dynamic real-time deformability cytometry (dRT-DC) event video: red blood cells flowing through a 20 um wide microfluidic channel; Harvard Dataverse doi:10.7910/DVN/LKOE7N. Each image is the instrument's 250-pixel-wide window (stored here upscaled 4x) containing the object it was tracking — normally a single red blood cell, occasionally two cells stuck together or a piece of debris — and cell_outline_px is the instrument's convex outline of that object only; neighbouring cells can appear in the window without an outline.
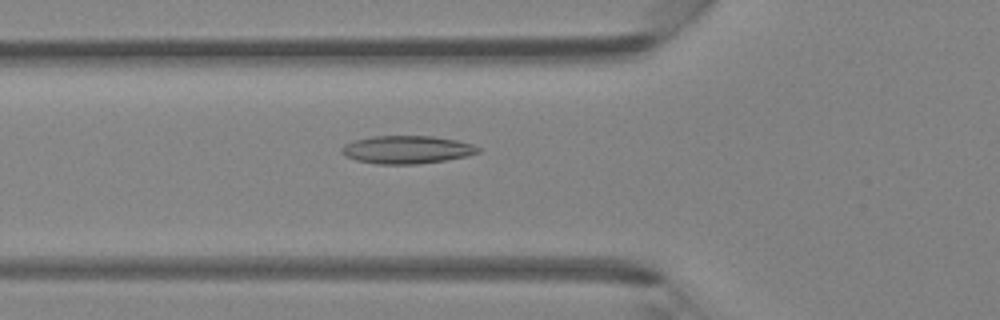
{"species": "Egyptian fruit bat (a non-hibernating species)", "species_latin": "Rousettus aegyptiacus", "temperature_condition": "room temperature", "stored_images_in_passage": 36, "camera_frame_rate_fps": 3000, "um_per_image_px": 0.085, "animal": {"sex": "female"}, "frame": {"image": 1, "passage_image": 7, "time_ms": 2.0, "image_size_px": [1000, 320], "cell_outline_px": [[480, 152], [468, 156], [444, 160], [416, 164], [376, 164], [356, 160], [344, 156], [340, 152], [340, 148], [344, 144], [356, 140], [372, 136], [432, 136], [456, 140], [472, 144], [480, 148]], "centroid_in_image_um": [34.56, 12.72], "position_along_channel_um": 91.2, "area_um2": 22.25}}
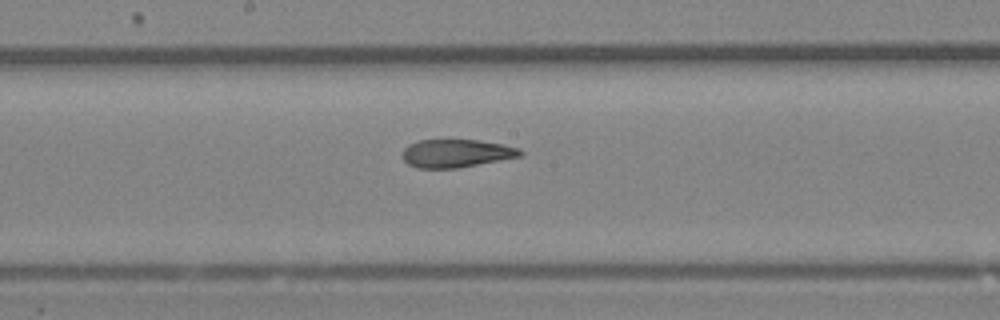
{"frame": {"image": 2, "passage_image": 15, "time_ms": 4.667, "image_size_px": [1000, 320], "cell_outline_px": [[524, 152], [520, 156], [460, 168], [416, 168], [408, 164], [404, 160], [404, 148], [408, 144], [420, 140], [480, 140], [520, 148]], "centroid_in_image_um": [38.78, 13.04], "position_along_channel_um": 209.4, "area_um2": 19.19}}
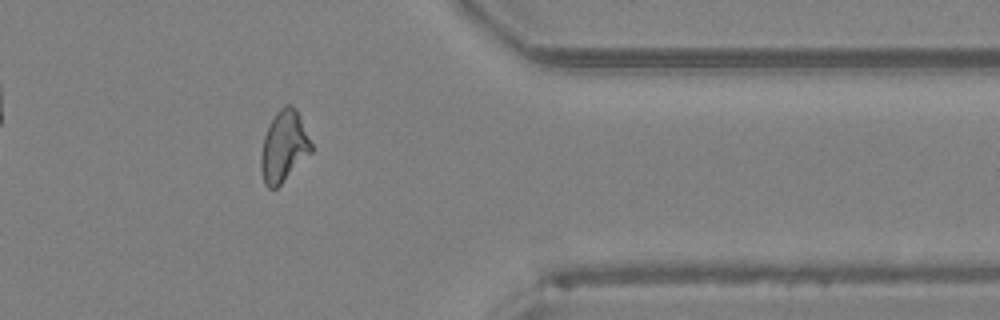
{"frame": {"image": 3, "passage_image": 28, "time_ms": 9.0, "image_size_px": [1000, 320], "cell_outline_px": [[312, 152], [276, 188], [268, 188], [264, 184], [260, 172], [260, 156], [264, 136], [276, 112], [284, 104], [292, 104], [296, 108], [300, 116], [312, 144]], "centroid_in_image_um": [24.12, 12.44], "position_along_channel_um": 387.3, "area_um2": 20.81}}